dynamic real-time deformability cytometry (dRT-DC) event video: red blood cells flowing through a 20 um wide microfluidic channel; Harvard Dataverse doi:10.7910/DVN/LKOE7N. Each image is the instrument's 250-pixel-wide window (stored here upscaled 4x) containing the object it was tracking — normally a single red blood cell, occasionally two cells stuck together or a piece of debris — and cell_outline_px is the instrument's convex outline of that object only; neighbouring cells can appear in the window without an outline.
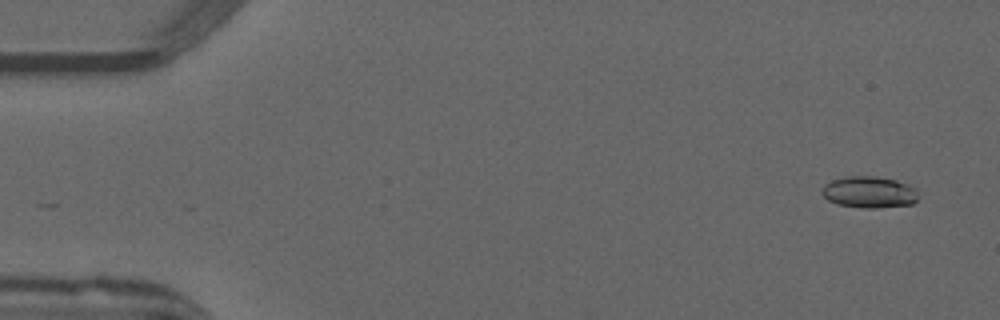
{"species": "common noctule bat (a hibernating species)", "species_latin": "Nyctalus noctula", "temperature_condition": "warm", "stored_images_in_passage": 52, "camera_frame_rate_fps": 3000, "um_per_image_px": 0.085, "animal": {"sex": "male", "forearm_length_mm": 52.5}, "frame": {"image": 1, "passage_image": 3, "time_ms": 0.667, "image_size_px": [1000, 320], "cell_outline_px": [[916, 200], [912, 204], [876, 208], [864, 208], [836, 204], [828, 200], [820, 192], [824, 184], [832, 180], [848, 176], [876, 176], [896, 180], [908, 184], [916, 188]], "centroid_in_image_um": [73.85, 16.33], "position_along_channel_um": 11.1, "area_um2": 17.74}}
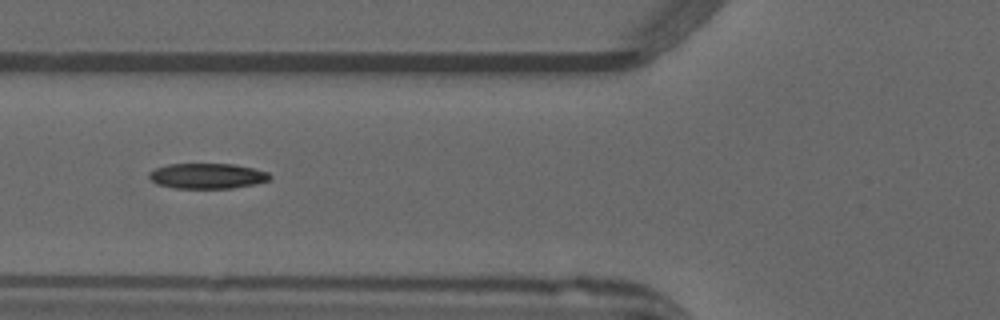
{"frame": {"image": 2, "passage_image": 20, "time_ms": 6.333, "image_size_px": [1000, 320], "cell_outline_px": [[272, 176], [268, 180], [256, 184], [232, 188], [172, 188], [156, 184], [148, 176], [148, 172], [156, 168], [168, 164], [232, 164], [252, 168], [268, 172]], "centroid_in_image_um": [17.6, 14.96], "position_along_channel_um": 108.2, "area_um2": 17.86}}
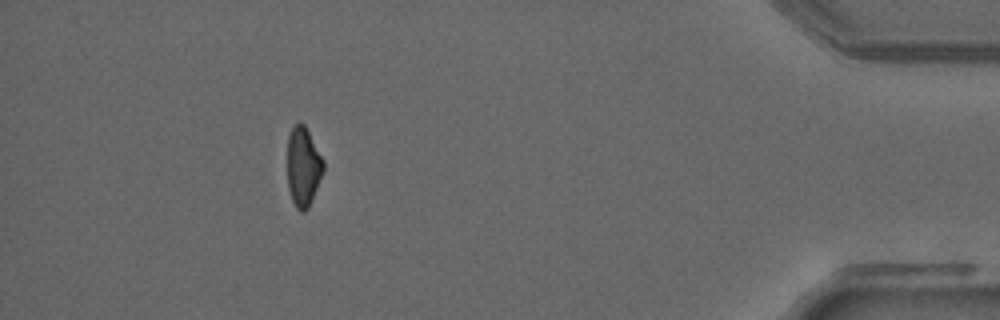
{"frame": {"image": 3, "passage_image": 47, "time_ms": 15.333, "image_size_px": [1000, 320], "cell_outline_px": [[324, 172], [308, 208], [304, 212], [300, 212], [296, 208], [292, 200], [288, 188], [288, 136], [292, 128], [296, 124], [304, 124], [324, 160]], "centroid_in_image_um": [25.78, 14.2], "position_along_channel_um": 409.4, "area_um2": 16.59}, "authors_computed_cell_mechanics": {"area_um2": 18.0047, "velocity_mm_per_s": 3.991, "shape_relaxation_time_tau1_ms": 9.8789, "shape_relaxation_time_tau2_ms": null, "deformation_change_tau1": 0.2402, "deformation_change_tau2": null}}